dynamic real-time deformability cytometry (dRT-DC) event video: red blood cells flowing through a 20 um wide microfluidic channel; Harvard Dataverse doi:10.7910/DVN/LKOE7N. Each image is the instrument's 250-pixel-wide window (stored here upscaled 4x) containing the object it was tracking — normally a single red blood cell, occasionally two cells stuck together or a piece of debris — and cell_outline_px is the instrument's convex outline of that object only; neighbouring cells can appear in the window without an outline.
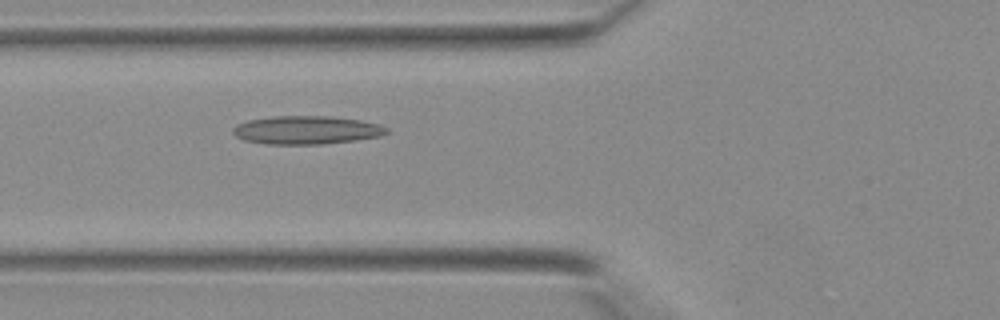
{"species": "Egyptian fruit bat (a non-hibernating species)", "species_latin": "Rousettus aegyptiacus", "temperature_condition": "warm", "stored_images_in_passage": 33, "camera_frame_rate_fps": 3000, "um_per_image_px": 0.085, "animal": {"sex": "female"}, "frame": {"image": 1, "passage_image": 8, "time_ms": 2.333, "image_size_px": [1000, 320], "cell_outline_px": [[388, 132], [380, 136], [356, 140], [324, 144], [264, 144], [244, 140], [236, 136], [232, 132], [232, 128], [236, 124], [248, 120], [272, 116], [332, 116], [360, 120], [376, 124], [388, 128]], "centroid_in_image_um": [26.01, 11.05], "position_along_channel_um": 99.8, "area_um2": 25.43}}
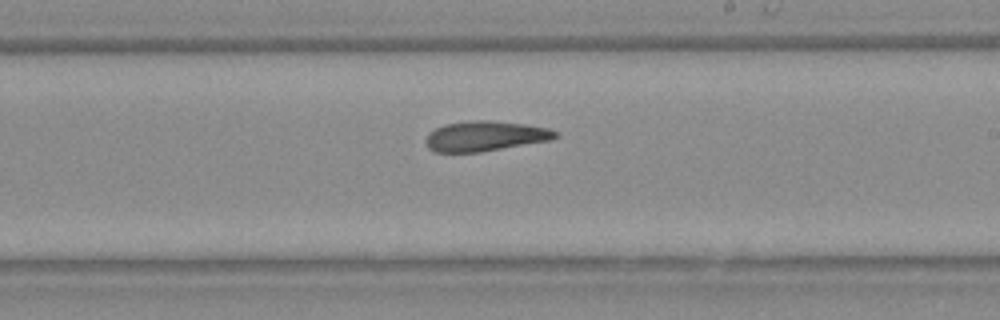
{"frame": {"image": 2, "passage_image": 17, "time_ms": 5.333, "image_size_px": [1000, 320], "cell_outline_px": [[560, 136], [552, 140], [480, 152], [432, 152], [428, 148], [424, 140], [436, 128], [444, 124], [472, 120], [488, 120], [524, 124], [548, 128], [556, 132]], "centroid_in_image_um": [41.24, 11.57], "position_along_channel_um": 247.8, "area_um2": 22.72}}
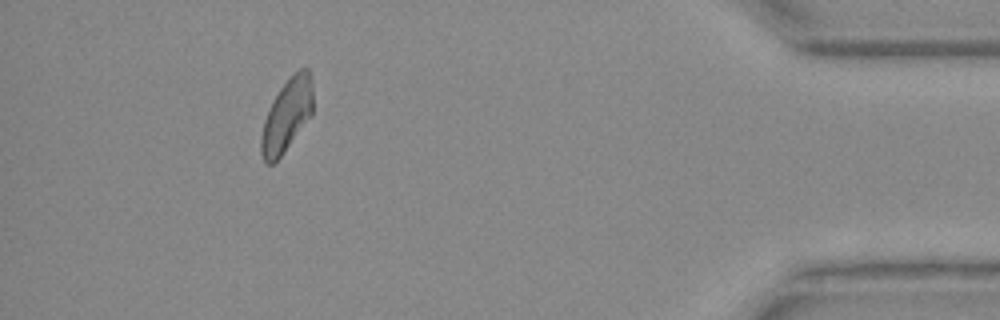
{"frame": {"image": 3, "passage_image": 30, "time_ms": 9.667, "image_size_px": [1000, 320], "cell_outline_px": [[312, 116], [284, 152], [272, 164], [264, 164], [260, 152], [260, 136], [264, 120], [280, 88], [300, 68], [308, 68], [312, 76]], "centroid_in_image_um": [24.38, 9.84], "position_along_channel_um": 410.8, "area_um2": 21.85}}